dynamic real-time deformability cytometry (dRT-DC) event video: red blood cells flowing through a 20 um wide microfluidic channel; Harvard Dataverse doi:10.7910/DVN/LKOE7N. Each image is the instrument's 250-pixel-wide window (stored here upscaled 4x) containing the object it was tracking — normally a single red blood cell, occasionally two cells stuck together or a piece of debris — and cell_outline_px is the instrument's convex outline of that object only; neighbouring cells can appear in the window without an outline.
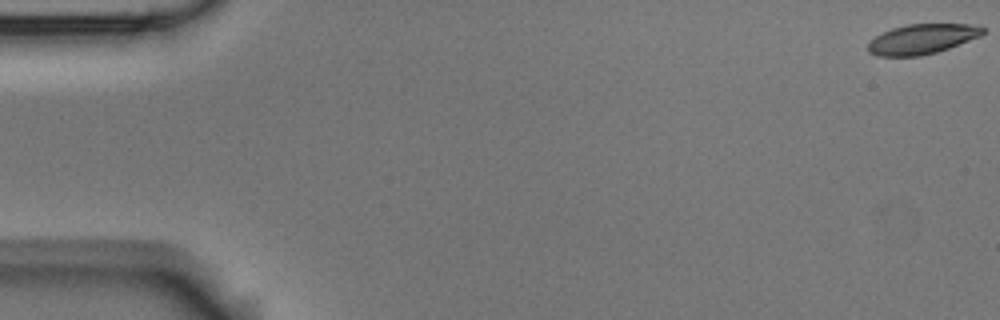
{"species": "Egyptian fruit bat (a non-hibernating species)", "species_latin": "Rousettus aegyptiacus", "temperature_condition": "room temperature", "stored_images_in_passage": 6, "camera_frame_rate_fps": 3000, "um_per_image_px": 0.085, "animal": {"sex": "male"}, "frame": {"image": 1, "passage_image": 1, "time_ms": 0.0, "image_size_px": [1000, 320], "cell_outline_px": [[984, 32], [980, 36], [948, 48], [936, 52], [920, 56], [876, 56], [868, 52], [868, 44], [876, 36], [892, 28], [908, 24], [968, 24], [984, 28]], "centroid_in_image_um": [78.35, 3.32], "position_along_channel_um": 6.7, "area_um2": 19.77}}
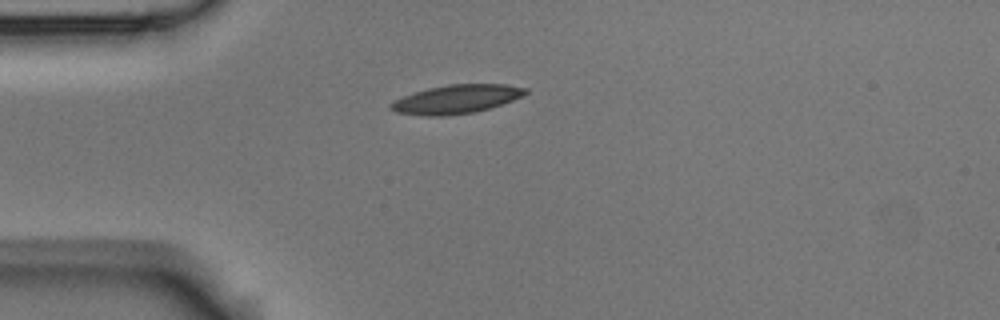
{"frame": {"image": 2, "passage_image": 5, "time_ms": 1.333, "image_size_px": [1000, 320], "cell_outline_px": [[528, 92], [512, 100], [476, 112], [448, 116], [424, 116], [396, 112], [388, 108], [396, 100], [404, 96], [428, 88], [448, 84], [504, 84], [528, 88]], "centroid_in_image_um": [38.79, 8.43], "position_along_channel_um": 46.2, "area_um2": 22.31}}